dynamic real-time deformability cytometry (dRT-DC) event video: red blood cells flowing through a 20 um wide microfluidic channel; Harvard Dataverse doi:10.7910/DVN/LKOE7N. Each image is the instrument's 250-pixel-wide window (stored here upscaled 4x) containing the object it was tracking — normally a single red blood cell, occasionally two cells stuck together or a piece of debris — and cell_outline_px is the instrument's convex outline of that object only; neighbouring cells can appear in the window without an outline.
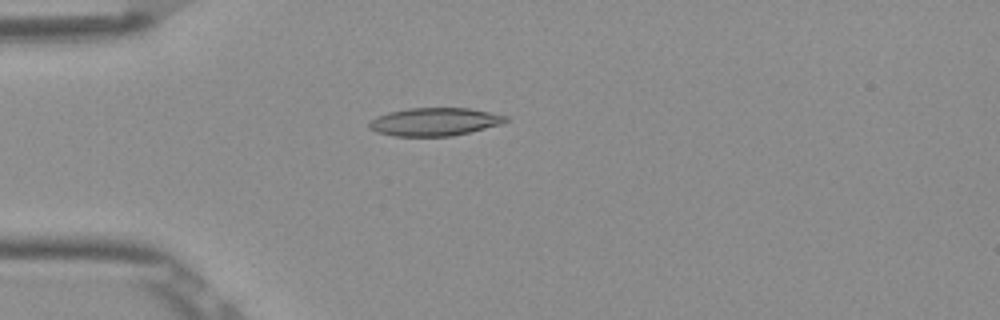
{"species": "Egyptian fruit bat (a non-hibernating species)", "species_latin": "Rousettus aegyptiacus", "temperature_condition": "room temperature", "stored_images_in_passage": 4, "camera_frame_rate_fps": 3000, "um_per_image_px": 0.085, "frame": {"image": 1, "passage_image": 4, "time_ms": 1.0, "image_size_px": [1000, 320], "cell_outline_px": [[508, 120], [504, 124], [452, 136], [392, 136], [376, 132], [368, 128], [368, 124], [376, 116], [388, 112], [408, 108], [468, 108], [508, 116]], "centroid_in_image_um": [36.93, 10.35], "position_along_channel_um": 48.1, "area_um2": 22.43}}